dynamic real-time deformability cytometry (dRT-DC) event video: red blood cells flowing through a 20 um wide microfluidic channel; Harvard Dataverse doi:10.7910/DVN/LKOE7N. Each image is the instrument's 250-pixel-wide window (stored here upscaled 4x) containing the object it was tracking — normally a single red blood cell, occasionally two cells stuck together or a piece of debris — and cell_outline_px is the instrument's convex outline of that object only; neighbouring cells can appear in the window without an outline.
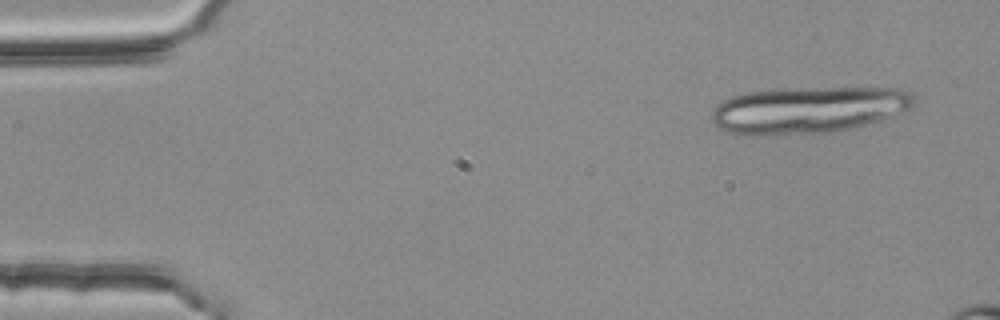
{"species": "common noctule bat (a hibernating species)", "species_latin": "Nyctalus noctula", "temperature_condition": "room temperature", "stored_images_in_passage": 3, "camera_frame_rate_fps": 3000, "um_per_image_px": 0.085, "animal": {"sex": "female", "body_mass_g": 25.1}, "frame": {"image": 1, "passage_image": 1, "time_ms": 0.0, "image_size_px": [1000, 320], "cell_outline_px": [[916, 104], [912, 108], [872, 124], [832, 132], [756, 136], [748, 136], [724, 132], [712, 120], [712, 112], [724, 100], [732, 96], [748, 92], [772, 88], [904, 88], [916, 92]], "centroid_in_image_um": [68.78, 9.34], "position_along_channel_um": 16.2, "area_um2": 56.12}}